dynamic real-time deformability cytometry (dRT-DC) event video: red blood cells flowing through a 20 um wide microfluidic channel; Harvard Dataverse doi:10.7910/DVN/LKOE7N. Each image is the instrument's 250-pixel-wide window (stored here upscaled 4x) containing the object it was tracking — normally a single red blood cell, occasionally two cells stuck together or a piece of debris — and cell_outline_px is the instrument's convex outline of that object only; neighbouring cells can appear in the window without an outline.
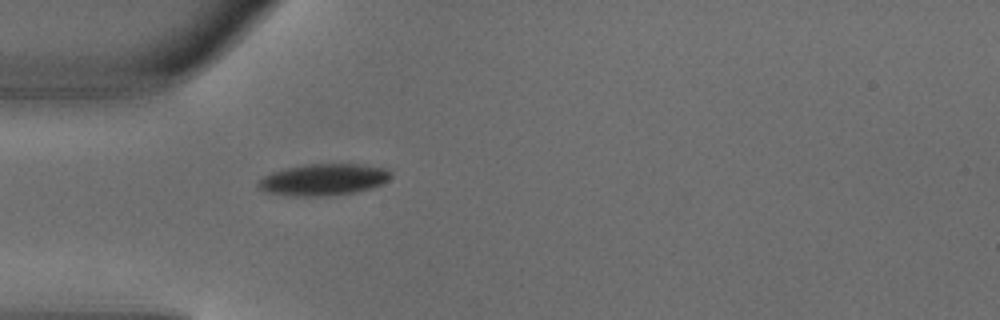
{"species": "common noctule bat (a hibernating species)", "species_latin": "Nyctalus noctula", "temperature_condition": "warm", "stored_images_in_passage": 1, "camera_frame_rate_fps": 3000, "um_per_image_px": 0.085, "animal": {"sex": "male", "body_mass_g": 18.8}, "frame": {"image": 1, "passage_image": 1, "time_ms": 0.0, "image_size_px": [1000, 320], "cell_outline_px": [[392, 176], [384, 184], [372, 188], [356, 192], [328, 196], [292, 196], [264, 192], [256, 184], [256, 180], [272, 172], [304, 164], [364, 164], [384, 168]], "centroid_in_image_um": [27.48, 15.27], "position_along_channel_um": 57.5, "area_um2": 24.62}}